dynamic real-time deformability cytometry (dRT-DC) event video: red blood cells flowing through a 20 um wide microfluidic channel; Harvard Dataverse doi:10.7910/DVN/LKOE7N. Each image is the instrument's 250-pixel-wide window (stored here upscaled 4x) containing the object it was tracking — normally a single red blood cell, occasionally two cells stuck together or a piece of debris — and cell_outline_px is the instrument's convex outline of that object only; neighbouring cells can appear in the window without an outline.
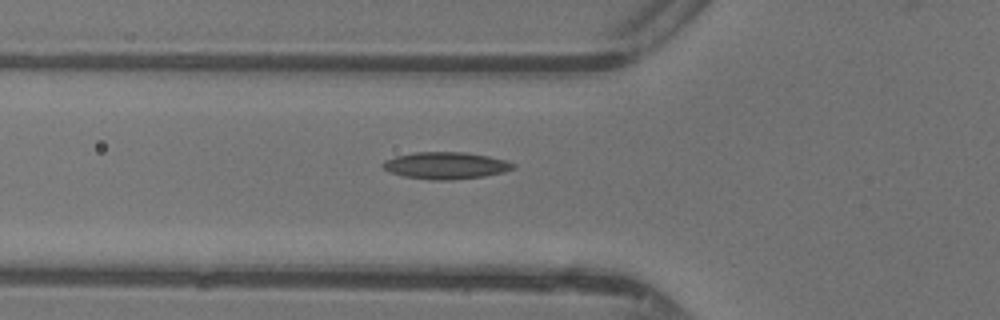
{"species": "common noctule bat (a hibernating species)", "species_latin": "Nyctalus noctula", "temperature_condition": "warm", "stored_images_in_passage": 30, "camera_frame_rate_fps": 3000, "um_per_image_px": 0.085, "animal": {"sex": "female"}, "frame": {"image": 1, "passage_image": 2, "time_ms": 0.333, "image_size_px": [1000, 320], "cell_outline_px": [[516, 168], [504, 172], [484, 176], [452, 180], [432, 180], [404, 176], [392, 172], [384, 168], [380, 164], [384, 160], [396, 156], [412, 152], [464, 152], [488, 156], [508, 160], [516, 164]], "centroid_in_image_um": [37.93, 14.06], "position_along_channel_um": 87.9, "area_um2": 20.58}}
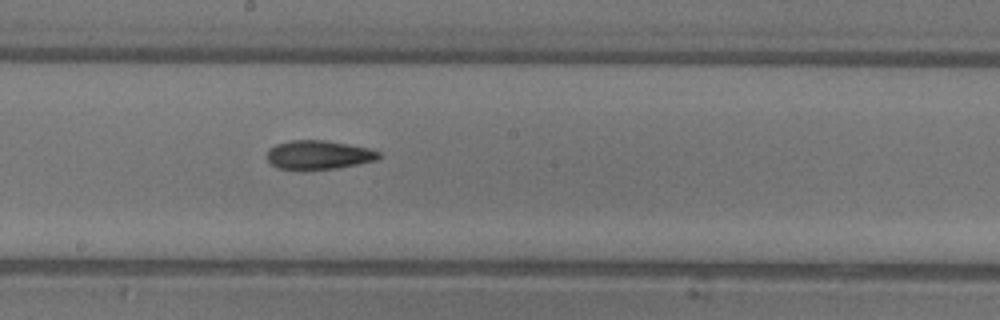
{"frame": {"image": 2, "passage_image": 11, "time_ms": 3.333, "image_size_px": [1000, 320], "cell_outline_px": [[380, 156], [376, 160], [336, 168], [276, 168], [268, 160], [268, 148], [276, 144], [292, 140], [324, 140], [348, 144], [368, 148], [380, 152]], "centroid_in_image_um": [27.08, 13.14], "position_along_channel_um": 221.1, "area_um2": 18.32}}
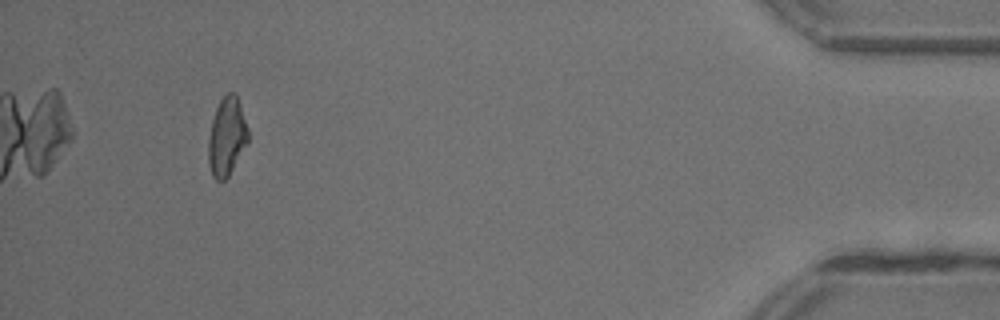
{"frame": {"image": 3, "passage_image": 29, "time_ms": 9.333, "image_size_px": [1000, 320], "cell_outline_px": [[248, 144], [228, 176], [224, 180], [216, 180], [212, 176], [208, 164], [208, 140], [212, 120], [216, 108], [220, 100], [228, 92], [236, 92], [248, 128]], "centroid_in_image_um": [19.28, 11.62], "position_along_channel_um": 415.9, "area_um2": 18.26}}